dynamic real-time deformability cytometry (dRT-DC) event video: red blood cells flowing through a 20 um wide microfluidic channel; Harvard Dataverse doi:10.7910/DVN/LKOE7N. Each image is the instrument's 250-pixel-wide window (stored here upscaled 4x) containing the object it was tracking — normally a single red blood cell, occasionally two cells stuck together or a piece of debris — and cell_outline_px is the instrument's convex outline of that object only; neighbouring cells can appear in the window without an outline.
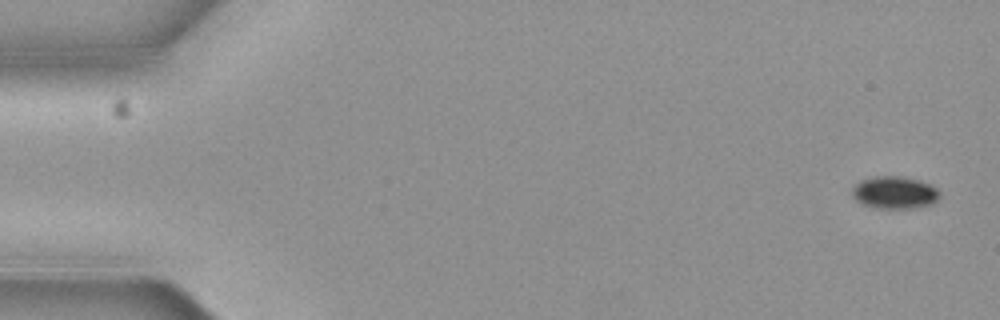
{"species": "common noctule bat (a hibernating species)", "species_latin": "Nyctalus noctula", "temperature_condition": "cold", "stored_images_in_passage": 6, "camera_frame_rate_fps": 3000, "um_per_image_px": 0.085, "animal": {"sex": "female", "body_mass_g": 19.3, "forearm_length_mm": 54.1}, "frame": {"image": 1, "passage_image": 1, "time_ms": 0.0, "image_size_px": [1000, 320], "cell_outline_px": [[936, 200], [932, 204], [916, 208], [876, 208], [864, 204], [856, 200], [852, 196], [852, 188], [860, 180], [876, 176], [900, 176], [916, 180], [928, 184], [936, 188]], "centroid_in_image_um": [75.98, 16.37], "position_along_channel_um": 9.0, "area_um2": 16.18}}
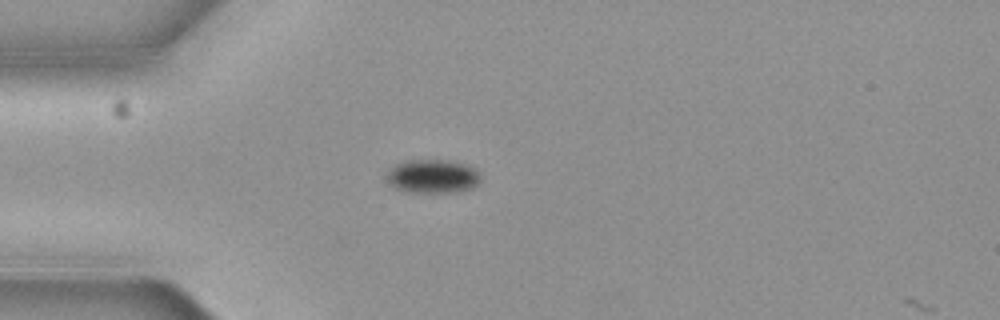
{"frame": {"image": 2, "passage_image": 5, "time_ms": 1.333, "image_size_px": [1000, 320], "cell_outline_px": [[480, 180], [476, 188], [456, 192], [408, 192], [396, 188], [388, 180], [388, 172], [396, 164], [412, 160], [440, 160], [464, 164], [480, 172]], "centroid_in_image_um": [36.84, 15.01], "position_along_channel_um": 48.2, "area_um2": 18.15}}